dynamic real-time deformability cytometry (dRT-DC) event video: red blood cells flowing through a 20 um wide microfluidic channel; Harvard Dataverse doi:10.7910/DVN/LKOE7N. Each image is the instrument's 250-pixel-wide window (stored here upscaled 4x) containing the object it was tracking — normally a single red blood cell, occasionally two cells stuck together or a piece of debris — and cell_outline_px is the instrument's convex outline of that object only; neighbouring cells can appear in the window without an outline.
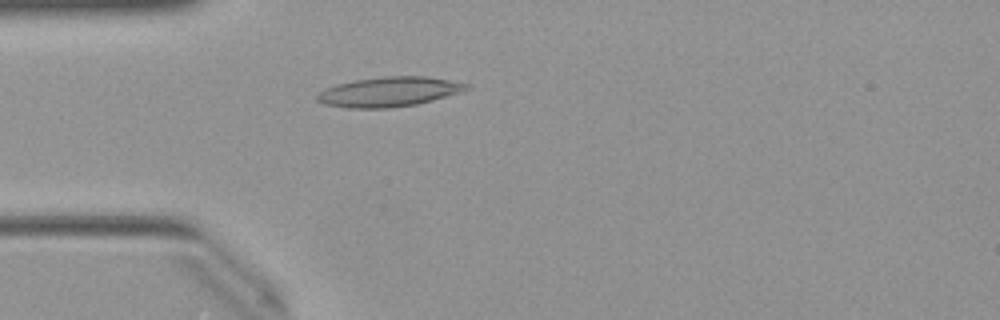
{"species": "Egyptian fruit bat (a non-hibernating species)", "species_latin": "Rousettus aegyptiacus", "temperature_condition": "warm", "stored_images_in_passage": 20, "camera_frame_rate_fps": 3000, "um_per_image_px": 0.085, "animal": {"sex": "female"}, "frame": {"image": 1, "passage_image": 3, "time_ms": 0.667, "image_size_px": [1000, 320], "cell_outline_px": [[468, 88], [464, 92], [416, 104], [388, 108], [348, 108], [324, 104], [316, 100], [316, 96], [324, 88], [336, 84], [352, 80], [384, 76], [428, 76], [468, 84]], "centroid_in_image_um": [33.04, 7.8], "position_along_channel_um": 52.0, "area_um2": 25.95}}
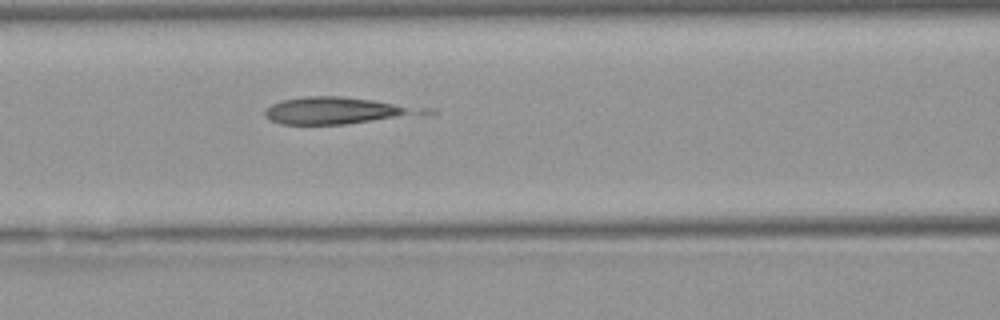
{"frame": {"image": 2, "passage_image": 10, "time_ms": 3.0, "image_size_px": [1000, 320], "cell_outline_px": [[440, 112], [424, 116], [344, 124], [280, 124], [268, 120], [264, 116], [264, 108], [272, 104], [284, 100], [304, 96], [340, 96], [436, 108]], "centroid_in_image_um": [28.88, 9.41], "position_along_channel_um": 137.7, "area_um2": 25.84}}
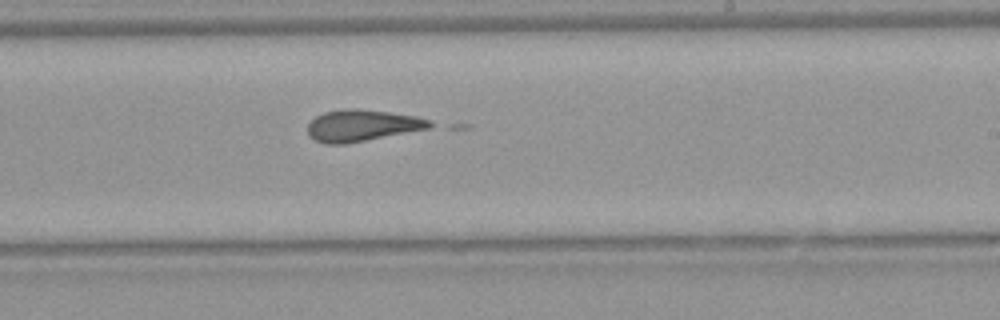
{"frame": {"image": 3, "passage_image": 19, "time_ms": 6.0, "image_size_px": [1000, 320], "cell_outline_px": [[436, 124], [432, 128], [344, 144], [324, 144], [312, 140], [308, 136], [308, 124], [316, 116], [324, 112], [344, 108], [356, 108], [388, 112], [416, 116], [428, 120]], "centroid_in_image_um": [30.76, 10.67], "position_along_channel_um": 258.2, "area_um2": 22.66}}